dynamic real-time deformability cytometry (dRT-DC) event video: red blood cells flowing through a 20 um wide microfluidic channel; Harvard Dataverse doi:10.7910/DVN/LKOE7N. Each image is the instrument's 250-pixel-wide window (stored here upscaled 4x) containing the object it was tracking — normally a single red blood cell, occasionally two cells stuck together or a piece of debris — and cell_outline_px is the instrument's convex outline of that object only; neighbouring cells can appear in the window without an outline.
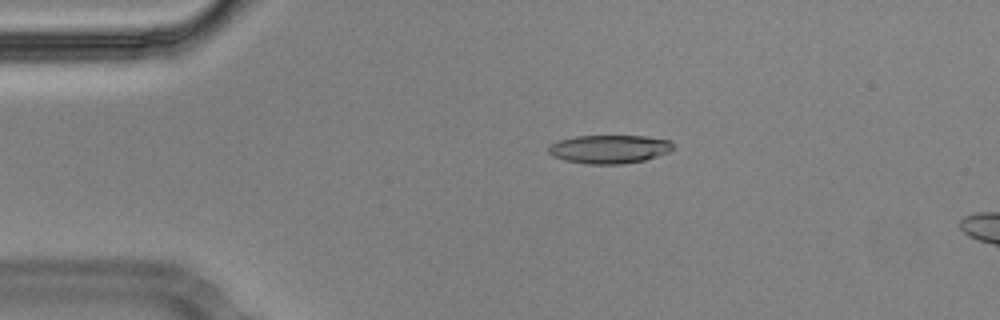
{"species": "Egyptian fruit bat (a non-hibernating species)", "species_latin": "Rousettus aegyptiacus", "temperature_condition": "cold", "stored_images_in_passage": 45, "camera_frame_rate_fps": 3000, "um_per_image_px": 0.085, "animal": {"sex": "male"}, "frame": {"image": 1, "passage_image": 1, "time_ms": 0.0, "image_size_px": [1000, 320], "cell_outline_px": [[676, 148], [672, 152], [644, 160], [620, 164], [588, 164], [564, 160], [552, 156], [548, 152], [548, 148], [552, 144], [560, 140], [576, 136], [644, 136], [668, 140]], "centroid_in_image_um": [51.82, 12.68], "position_along_channel_um": 33.2, "area_um2": 20.69}}
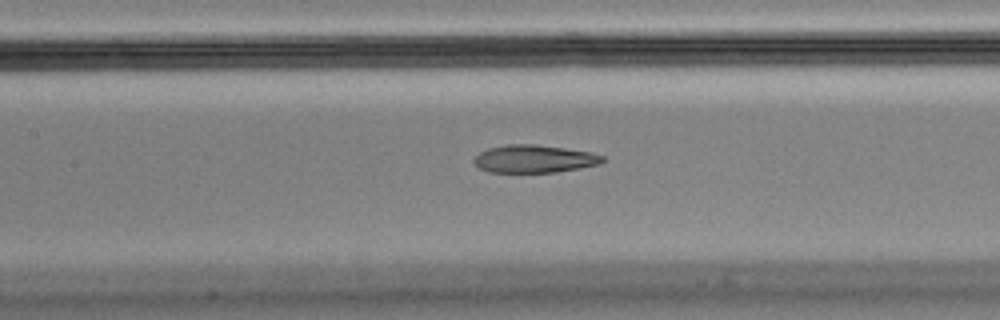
{"frame": {"image": 2, "passage_image": 15, "time_ms": 4.667, "image_size_px": [1000, 320], "cell_outline_px": [[604, 160], [600, 164], [580, 168], [556, 172], [488, 172], [480, 168], [472, 160], [480, 152], [488, 148], [508, 144], [536, 144], [592, 152], [604, 156]], "centroid_in_image_um": [45.42, 13.5], "position_along_channel_um": 162.0, "area_um2": 20.81}}
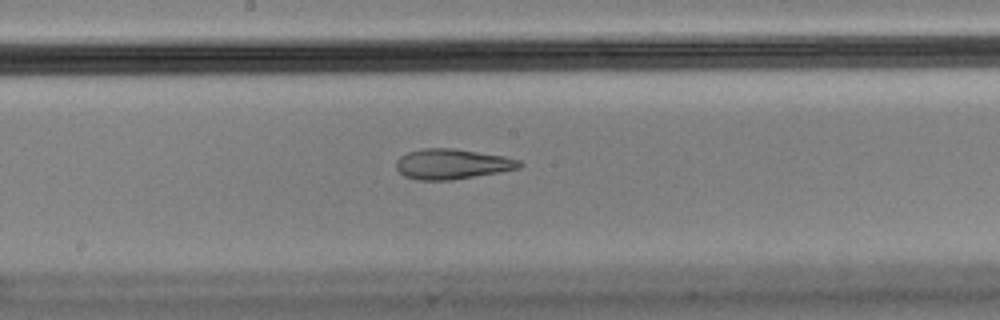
{"frame": {"image": 3, "passage_image": 19, "time_ms": 6.0, "image_size_px": [1000, 320], "cell_outline_px": [[524, 164], [520, 168], [452, 180], [416, 180], [404, 176], [396, 168], [396, 160], [400, 156], [408, 152], [424, 148], [452, 148], [504, 156], [520, 160]], "centroid_in_image_um": [38.41, 13.94], "position_along_channel_um": 209.8, "area_um2": 21.68}, "authors_computed_cell_mechanics": {"area_um2": 21.964, "velocity_mm_per_s": 3.5891, "shape_relaxation_time_tau1_ms": null, "shape_relaxation_time_tau2_ms": 1.8595, "deformation_change_tau1": null, "deformation_change_tau2": 0.1097}}